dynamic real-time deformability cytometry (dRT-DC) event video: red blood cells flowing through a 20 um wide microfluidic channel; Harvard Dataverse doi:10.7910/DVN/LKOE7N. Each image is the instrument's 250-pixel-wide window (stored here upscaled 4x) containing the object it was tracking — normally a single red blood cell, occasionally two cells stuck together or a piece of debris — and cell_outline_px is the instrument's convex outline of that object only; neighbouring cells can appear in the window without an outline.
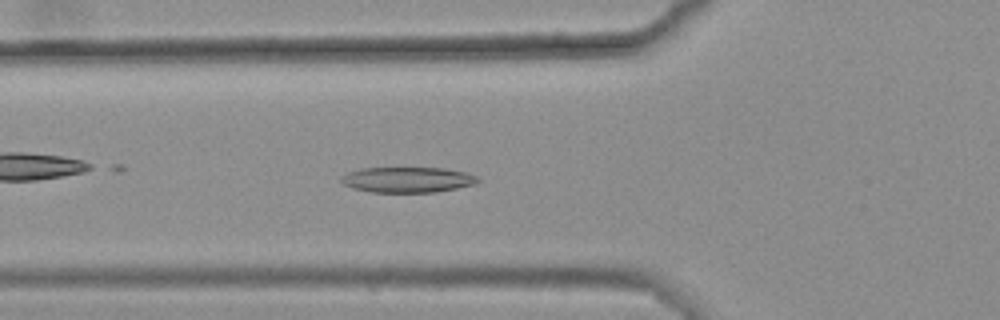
{"species": "common noctule bat (a hibernating species)", "species_latin": "Nyctalus noctula", "temperature_condition": "warm", "stored_images_in_passage": 32, "camera_frame_rate_fps": 3000, "um_per_image_px": 0.085, "animal": {"sex": "female", "body_mass_g": 25.1}, "frame": {"image": 1, "passage_image": 12, "time_ms": 3.667, "image_size_px": [1000, 320], "cell_outline_px": [[480, 180], [476, 184], [436, 192], [368, 192], [352, 188], [344, 184], [340, 180], [340, 176], [348, 172], [360, 168], [444, 168], [468, 172], [476, 176]], "centroid_in_image_um": [34.63, 15.27], "position_along_channel_um": 91.2, "area_um2": 20.46}}
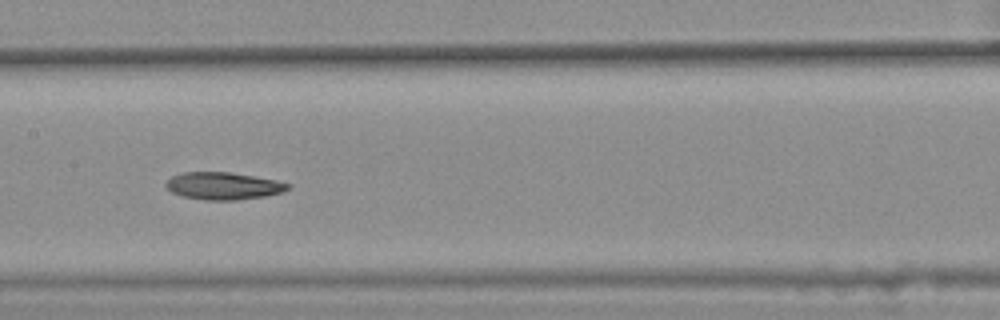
{"frame": {"image": 2, "passage_image": 20, "time_ms": 6.333, "image_size_px": [1000, 320], "cell_outline_px": [[292, 184], [288, 188], [280, 192], [264, 196], [236, 200], [204, 200], [184, 196], [172, 192], [164, 184], [172, 176], [180, 172], [228, 172], [276, 180]], "centroid_in_image_um": [18.95, 15.79], "position_along_channel_um": 188.4, "area_um2": 19.19}}
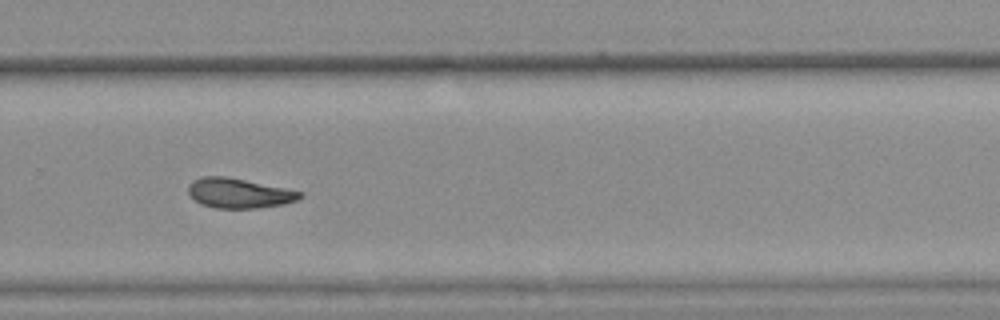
{"frame": {"image": 3, "passage_image": 30, "time_ms": 9.667, "image_size_px": [1000, 320], "cell_outline_px": [[304, 196], [296, 200], [284, 204], [256, 208], [216, 208], [200, 204], [188, 192], [188, 184], [192, 180], [204, 176], [224, 176], [304, 192]], "centroid_in_image_um": [20.3, 16.42], "position_along_channel_um": 309.5, "area_um2": 19.25}}